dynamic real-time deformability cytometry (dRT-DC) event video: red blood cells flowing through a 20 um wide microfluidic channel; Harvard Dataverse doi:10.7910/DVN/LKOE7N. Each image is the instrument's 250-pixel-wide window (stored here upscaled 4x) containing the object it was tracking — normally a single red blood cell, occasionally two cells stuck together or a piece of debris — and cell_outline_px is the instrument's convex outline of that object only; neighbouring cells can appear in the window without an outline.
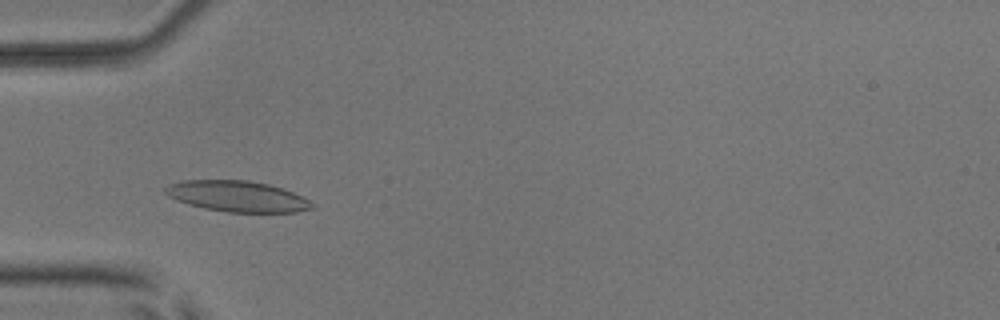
{"species": "common noctule bat (a hibernating species)", "species_latin": "Nyctalus noctula", "temperature_condition": "room temperature", "stored_images_in_passage": 6, "camera_frame_rate_fps": 3000, "um_per_image_px": 0.085, "animal": {"sex": "male", "body_mass_g": 17.9, "forearm_length_mm": 54.2}, "frame": {"image": 1, "passage_image": 4, "time_ms": 1.0, "image_size_px": [1000, 320], "cell_outline_px": [[316, 208], [296, 212], [228, 212], [204, 208], [188, 204], [176, 200], [168, 196], [164, 192], [164, 188], [168, 184], [184, 180], [248, 180], [268, 184], [284, 188], [316, 204]], "centroid_in_image_um": [20.18, 16.68], "position_along_channel_um": 64.8, "area_um2": 26.53}}
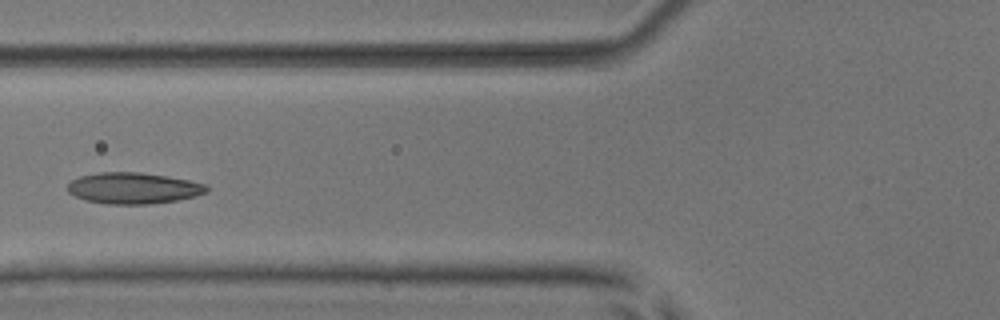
{"frame": {"image": 2, "passage_image": 5, "time_ms": 1.333, "image_size_px": [1000, 320], "cell_outline_px": [[208, 192], [196, 196], [176, 200], [148, 204], [108, 204], [88, 200], [76, 196], [68, 192], [68, 184], [72, 180], [80, 176], [100, 172], [140, 172], [188, 180], [204, 184], [208, 188]], "centroid_in_image_um": [11.34, 15.99], "position_along_channel_um": 114.5, "area_um2": 24.97}}
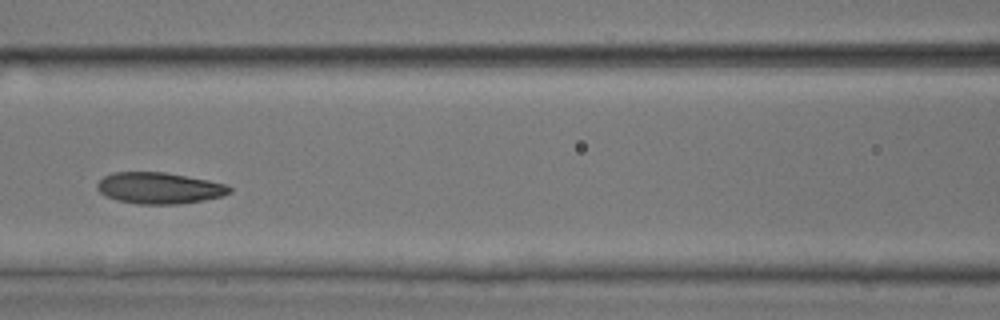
{"frame": {"image": 3, "passage_image": 6, "time_ms": 1.667, "image_size_px": [1000, 320], "cell_outline_px": [[232, 192], [224, 196], [204, 200], [180, 204], [136, 204], [116, 200], [100, 192], [96, 188], [96, 184], [104, 176], [112, 172], [164, 172], [208, 180], [224, 184], [232, 188]], "centroid_in_image_um": [13.54, 15.99], "position_along_channel_um": 153.1, "area_um2": 24.22}}